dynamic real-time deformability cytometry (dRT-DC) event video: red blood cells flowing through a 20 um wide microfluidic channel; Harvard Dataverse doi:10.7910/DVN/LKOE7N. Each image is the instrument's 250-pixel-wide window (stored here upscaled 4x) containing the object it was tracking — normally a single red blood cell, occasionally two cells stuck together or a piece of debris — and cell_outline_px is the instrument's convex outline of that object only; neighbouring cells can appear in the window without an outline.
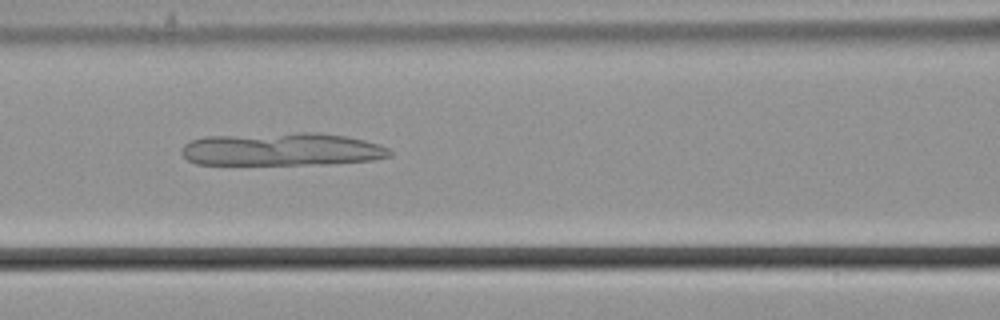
{"species": "common noctule bat (a hibernating species)", "species_latin": "Nyctalus noctula", "temperature_condition": "cold", "stored_images_in_passage": 13, "camera_frame_rate_fps": 3000, "um_per_image_px": 0.085, "animal": {"sex": "male", "body_mass_g": 21.5, "forearm_length_mm": 52.0}, "frame": {"image": 1, "passage_image": 7, "time_ms": 2.0, "image_size_px": [1000, 320], "cell_outline_px": [[392, 156], [372, 160], [324, 164], [196, 164], [188, 160], [180, 152], [180, 148], [184, 144], [192, 140], [208, 136], [296, 132], [320, 132], [344, 136], [364, 140], [388, 148], [392, 152]], "centroid_in_image_um": [23.94, 12.68], "position_along_channel_um": 142.7, "area_um2": 40.11}}
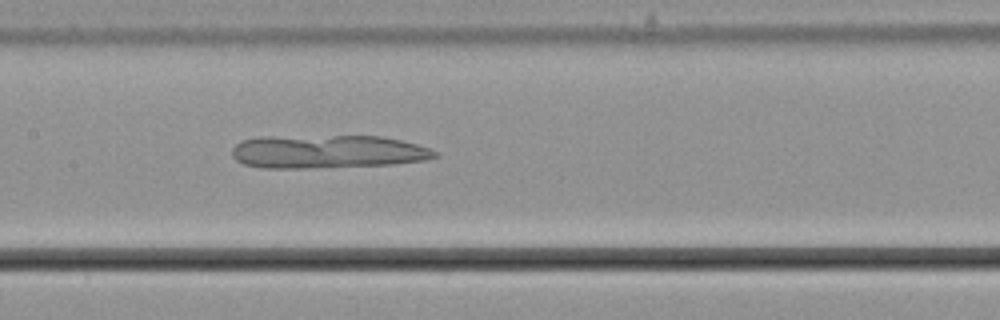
{"frame": {"image": 2, "passage_image": 10, "time_ms": 3.0, "image_size_px": [1000, 320], "cell_outline_px": [[440, 156], [428, 160], [392, 164], [304, 168], [264, 168], [244, 164], [236, 160], [232, 156], [232, 148], [240, 140], [260, 136], [380, 136], [400, 140], [432, 148]], "centroid_in_image_um": [27.83, 12.88], "position_along_channel_um": 179.6, "area_um2": 39.65}}